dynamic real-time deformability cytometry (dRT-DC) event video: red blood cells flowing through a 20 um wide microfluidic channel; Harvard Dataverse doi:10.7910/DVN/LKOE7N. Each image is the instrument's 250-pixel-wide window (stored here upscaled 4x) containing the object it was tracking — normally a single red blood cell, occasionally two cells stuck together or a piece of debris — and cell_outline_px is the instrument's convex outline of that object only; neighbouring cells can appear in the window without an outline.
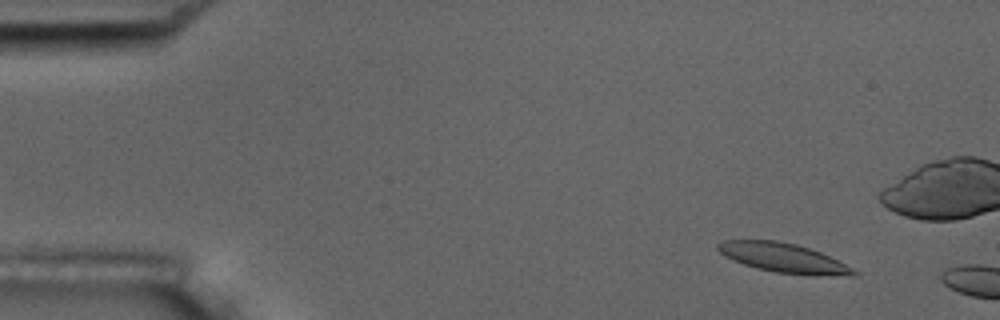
{"species": "common noctule bat (a hibernating species)", "species_latin": "Nyctalus noctula", "temperature_condition": "room temperature", "stored_images_in_passage": 3, "camera_frame_rate_fps": 3000, "um_per_image_px": 0.085, "animal": {"sex": "male", "body_mass_g": 17.5, "forearm_length_mm": 52.3}, "frame": {"image": 1, "passage_image": 2, "time_ms": 1.333, "image_size_px": [1000, 320], "cell_outline_px": [[860, 276], [852, 276], [776, 272], [756, 268], [732, 260], [720, 252], [716, 248], [716, 244], [724, 240], [776, 240], [796, 244], [820, 252], [860, 272]], "centroid_in_image_um": [66.56, 21.9], "position_along_channel_um": 18.4, "area_um2": 22.77}}